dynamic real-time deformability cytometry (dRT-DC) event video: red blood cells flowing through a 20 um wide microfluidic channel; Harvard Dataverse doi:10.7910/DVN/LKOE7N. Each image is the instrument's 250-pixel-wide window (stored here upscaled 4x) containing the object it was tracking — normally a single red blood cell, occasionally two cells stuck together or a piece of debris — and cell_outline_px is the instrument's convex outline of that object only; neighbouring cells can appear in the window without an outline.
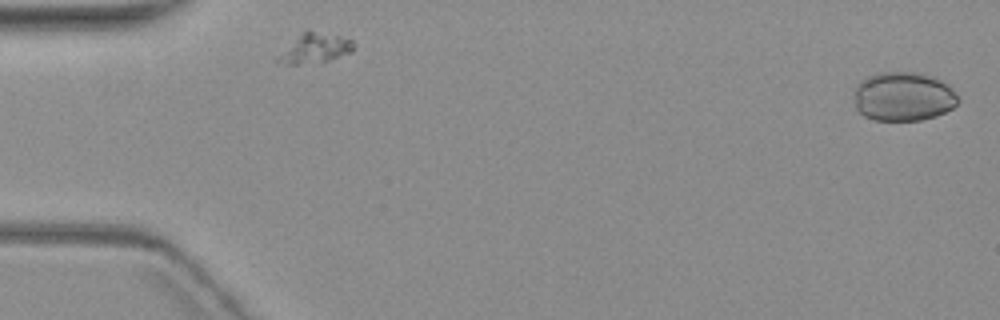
{"species": "common noctule bat (a hibernating species)", "species_latin": "Nyctalus noctula", "temperature_condition": "warm", "stored_images_in_passage": 7, "camera_frame_rate_fps": 3000, "um_per_image_px": 0.085, "animal": {"sex": "female", "body_mass_g": 19.3, "forearm_length_mm": 54.1}, "frame": {"image": 1, "passage_image": 1, "time_ms": 0.0, "image_size_px": [1000, 320], "cell_outline_px": [[960, 100], [952, 108], [936, 116], [920, 120], [872, 120], [864, 116], [856, 108], [856, 88], [860, 80], [868, 76], [880, 72], [916, 72], [932, 76], [948, 84], [952, 88]], "centroid_in_image_um": [76.8, 8.2], "position_along_channel_um": 8.2, "area_um2": 29.71}}
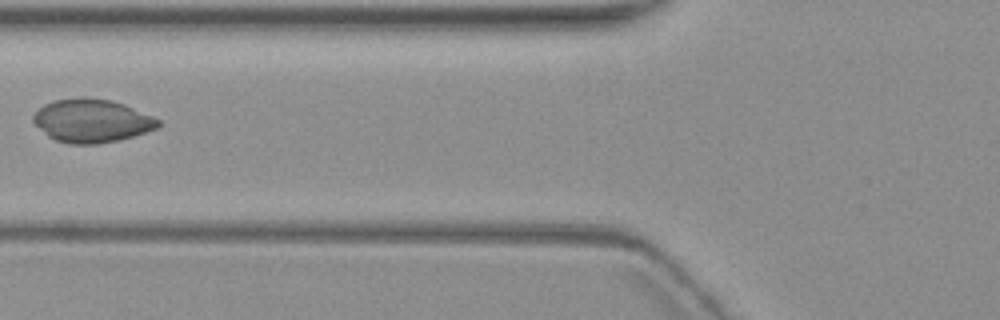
{"frame": {"image": 2, "passage_image": 7, "time_ms": 7.333, "image_size_px": [1000, 320], "cell_outline_px": [[160, 124], [156, 128], [120, 140], [96, 144], [68, 144], [56, 140], [48, 136], [32, 120], [32, 116], [44, 104], [56, 100], [84, 96], [112, 100], [124, 104], [152, 116], [160, 120]], "centroid_in_image_um": [7.79, 10.26], "position_along_channel_um": 118.0, "area_um2": 31.39}}